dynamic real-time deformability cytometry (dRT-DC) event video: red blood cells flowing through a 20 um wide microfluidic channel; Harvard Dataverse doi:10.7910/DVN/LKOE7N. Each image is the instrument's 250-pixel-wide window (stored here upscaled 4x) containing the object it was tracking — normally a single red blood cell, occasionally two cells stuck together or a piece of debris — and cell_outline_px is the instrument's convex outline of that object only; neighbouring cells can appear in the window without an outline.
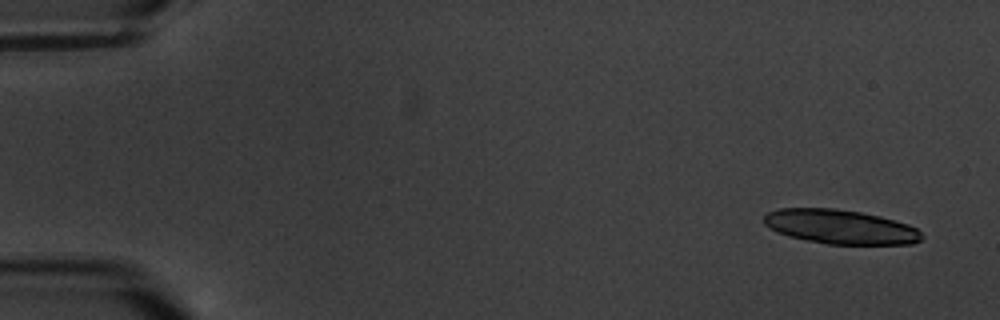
{"species": "common noctule bat (a hibernating species)", "species_latin": "Nyctalus noctula", "temperature_condition": "warm", "stored_images_in_passage": 6, "camera_frame_rate_fps": 3000, "um_per_image_px": 0.085, "animal": {"sex": "male", "body_mass_g": 20.1, "forearm_length_mm": 53.5}, "frame": {"image": 1, "passage_image": 1, "time_ms": 0.0, "image_size_px": [1000, 320], "cell_outline_px": [[924, 236], [920, 240], [912, 244], [828, 244], [788, 236], [776, 232], [768, 228], [764, 224], [764, 216], [768, 212], [776, 208], [836, 208], [860, 212], [880, 216], [908, 224], [916, 228]], "centroid_in_image_um": [71.4, 19.27], "position_along_channel_um": 13.6, "area_um2": 31.62}}
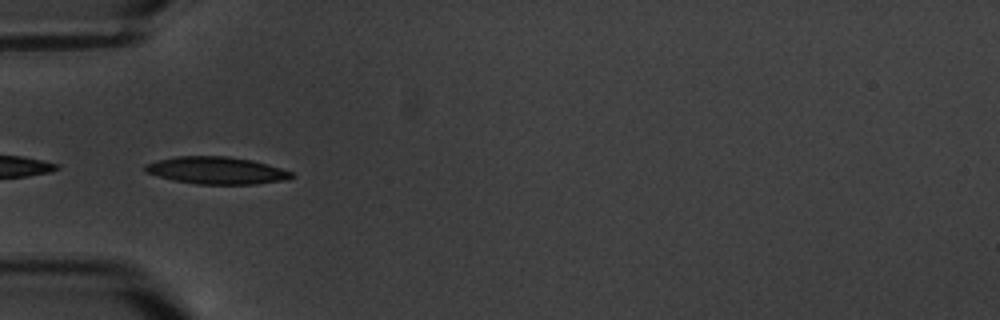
{"frame": {"image": 2, "passage_image": 5, "time_ms": 5.667, "image_size_px": [1000, 320], "cell_outline_px": [[296, 176], [288, 180], [256, 184], [196, 184], [172, 180], [144, 172], [144, 164], [156, 160], [176, 156], [228, 156], [252, 160], [268, 164], [292, 172]], "centroid_in_image_um": [18.4, 14.49], "position_along_channel_um": 66.6, "area_um2": 23.52}}